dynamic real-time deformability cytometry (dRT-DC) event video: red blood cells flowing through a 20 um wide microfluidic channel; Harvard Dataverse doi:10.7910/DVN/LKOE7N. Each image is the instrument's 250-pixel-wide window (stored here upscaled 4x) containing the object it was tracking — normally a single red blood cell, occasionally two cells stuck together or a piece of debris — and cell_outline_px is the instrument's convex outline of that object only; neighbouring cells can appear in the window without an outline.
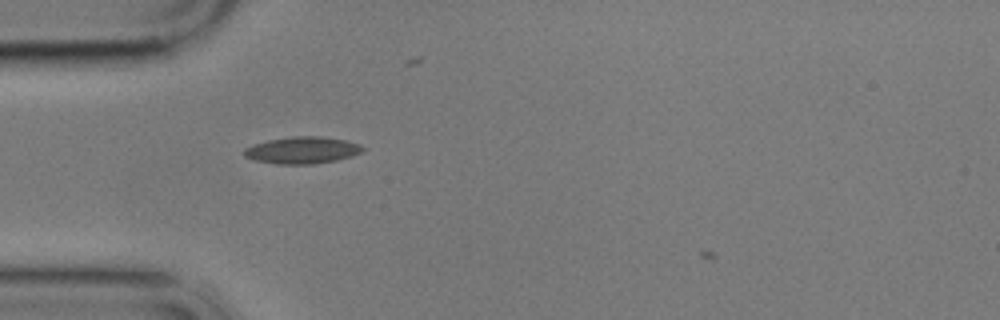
{"species": "common noctule bat (a hibernating species)", "species_latin": "Nyctalus noctula", "temperature_condition": "cold", "stored_images_in_passage": 2, "camera_frame_rate_fps": 3000, "um_per_image_px": 0.085, "animal": {"sex": "male", "body_mass_g": 17.9}, "frame": {"image": 1, "passage_image": 2, "time_ms": 1.0, "image_size_px": [1000, 320], "cell_outline_px": [[364, 148], [360, 152], [352, 156], [336, 160], [312, 164], [276, 164], [256, 160], [244, 156], [244, 148], [252, 144], [268, 140], [292, 136], [320, 136], [344, 140], [360, 144]], "centroid_in_image_um": [25.66, 12.76], "position_along_channel_um": 59.3, "area_um2": 18.5}}